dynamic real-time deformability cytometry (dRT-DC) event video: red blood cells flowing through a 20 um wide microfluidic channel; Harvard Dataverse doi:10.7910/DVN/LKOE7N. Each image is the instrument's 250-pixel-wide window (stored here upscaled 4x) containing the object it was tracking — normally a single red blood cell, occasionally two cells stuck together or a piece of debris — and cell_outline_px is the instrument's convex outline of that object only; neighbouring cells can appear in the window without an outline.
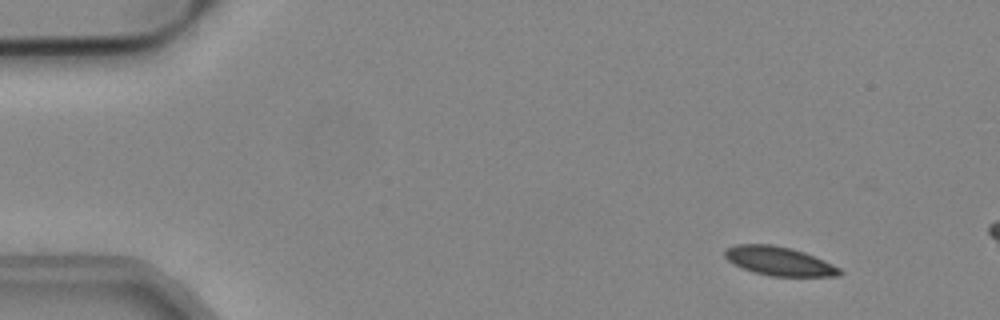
{"species": "common noctule bat (a hibernating species)", "species_latin": "Nyctalus noctula", "temperature_condition": "cold", "stored_images_in_passage": 13, "camera_frame_rate_fps": 3000, "um_per_image_px": 0.085, "animal": {"sex": "male", "body_mass_g": 19.2, "forearm_length_mm": 51.8}, "frame": {"image": 1, "passage_image": 6, "time_ms": 1.667, "image_size_px": [1000, 320], "cell_outline_px": [[844, 272], [840, 276], [768, 276], [744, 268], [728, 260], [724, 256], [724, 248], [736, 244], [772, 244], [792, 248], [804, 252], [824, 260], [840, 268]], "centroid_in_image_um": [66.24, 22.18], "position_along_channel_um": 18.8, "area_um2": 19.31}}